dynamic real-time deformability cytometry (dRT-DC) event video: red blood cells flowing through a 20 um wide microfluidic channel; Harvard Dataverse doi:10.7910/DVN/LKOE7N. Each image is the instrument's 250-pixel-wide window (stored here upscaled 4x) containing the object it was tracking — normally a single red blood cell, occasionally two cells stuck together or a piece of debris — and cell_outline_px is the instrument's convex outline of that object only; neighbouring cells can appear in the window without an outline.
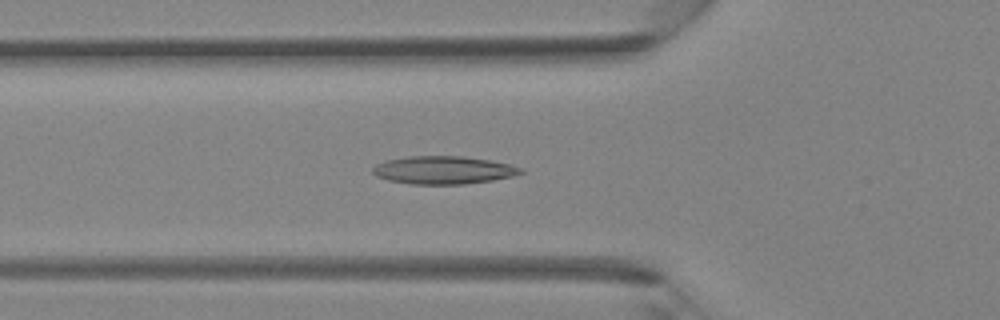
{"species": "Egyptian fruit bat (a non-hibernating species)", "species_latin": "Rousettus aegyptiacus", "temperature_condition": "room temperature", "stored_images_in_passage": 41, "camera_frame_rate_fps": 3000, "um_per_image_px": 0.085, "animal": {"sex": "female"}, "frame": {"image": 1, "passage_image": 14, "time_ms": 4.333, "image_size_px": [1000, 320], "cell_outline_px": [[524, 172], [512, 176], [492, 180], [464, 184], [412, 184], [388, 180], [376, 176], [372, 172], [372, 168], [376, 164], [388, 160], [408, 156], [464, 156], [488, 160], [508, 164], [524, 168]], "centroid_in_image_um": [37.68, 14.45], "position_along_channel_um": 88.1, "area_um2": 23.99}}
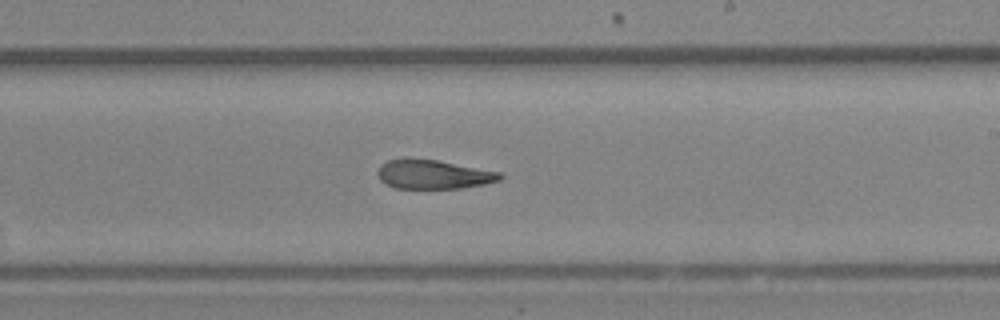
{"frame": {"image": 2, "passage_image": 24, "time_ms": 7.667, "image_size_px": [1000, 320], "cell_outline_px": [[504, 176], [500, 180], [484, 184], [460, 188], [392, 188], [384, 184], [380, 180], [376, 172], [380, 164], [388, 160], [408, 156], [412, 156], [436, 160], [504, 172]], "centroid_in_image_um": [36.8, 14.79], "position_along_channel_um": 252.2, "area_um2": 21.39}}
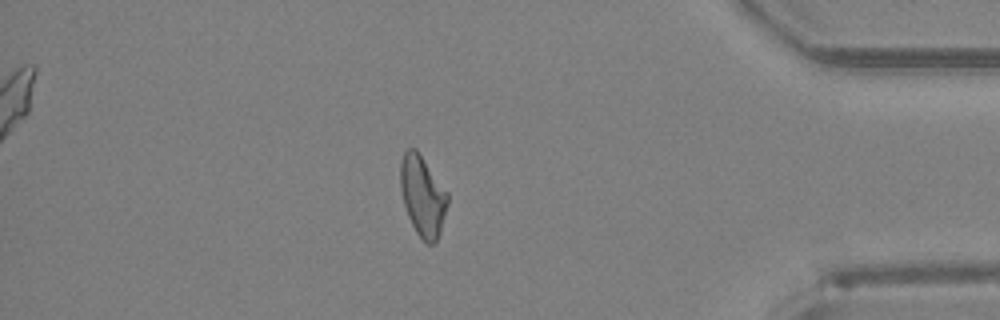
{"frame": {"image": 3, "passage_image": 35, "time_ms": 11.333, "image_size_px": [1000, 320], "cell_outline_px": [[448, 204], [440, 232], [436, 240], [432, 244], [428, 244], [416, 232], [408, 216], [404, 204], [400, 188], [400, 164], [404, 152], [408, 148], [416, 148], [448, 192]], "centroid_in_image_um": [35.92, 16.63], "position_along_channel_um": 399.3, "area_um2": 22.02}}